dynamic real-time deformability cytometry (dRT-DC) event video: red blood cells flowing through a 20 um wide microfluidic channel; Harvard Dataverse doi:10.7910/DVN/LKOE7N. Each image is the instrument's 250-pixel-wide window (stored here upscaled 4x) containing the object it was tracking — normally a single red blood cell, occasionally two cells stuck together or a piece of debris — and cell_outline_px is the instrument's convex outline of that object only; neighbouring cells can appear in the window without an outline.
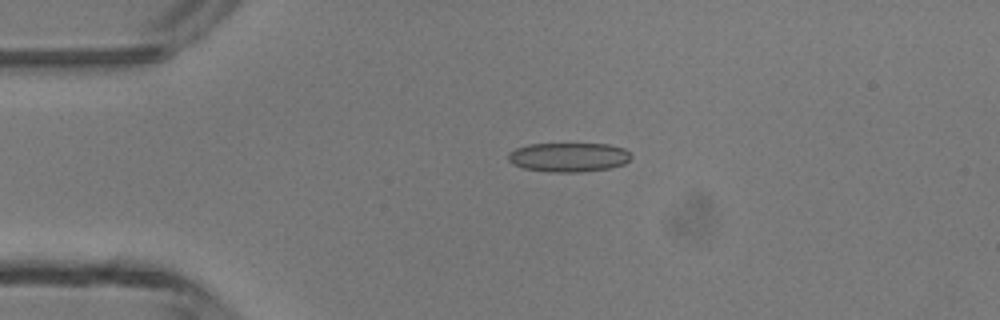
{"species": "common noctule bat (a hibernating species)", "species_latin": "Nyctalus noctula", "temperature_condition": "room temperature", "stored_images_in_passage": 4, "camera_frame_rate_fps": 3000, "um_per_image_px": 0.085, "animal": {"sex": "male", "body_mass_g": 13.3}, "frame": {"image": 1, "passage_image": 3, "time_ms": 2.333, "image_size_px": [1000, 320], "cell_outline_px": [[632, 156], [624, 164], [612, 168], [580, 172], [552, 172], [524, 168], [512, 164], [508, 160], [508, 152], [516, 148], [528, 144], [608, 144], [624, 148]], "centroid_in_image_um": [48.33, 13.36], "position_along_channel_um": 36.7, "area_um2": 20.98}}